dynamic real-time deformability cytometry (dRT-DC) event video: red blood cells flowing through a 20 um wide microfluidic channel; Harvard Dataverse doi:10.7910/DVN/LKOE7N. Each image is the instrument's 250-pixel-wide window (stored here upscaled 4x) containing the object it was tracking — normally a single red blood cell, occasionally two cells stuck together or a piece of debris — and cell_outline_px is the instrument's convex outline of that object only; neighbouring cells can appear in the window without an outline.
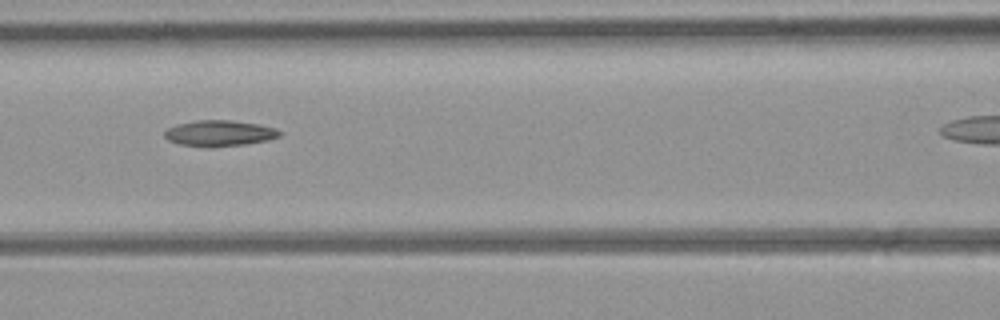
{"species": "common noctule bat (a hibernating species)", "species_latin": "Nyctalus noctula", "temperature_condition": "room temperature", "stored_images_in_passage": 5, "camera_frame_rate_fps": 3000, "um_per_image_px": 0.085, "animal": {"sex": "female", "body_mass_g": 21.9}, "frame": {"image": 1, "passage_image": 3, "time_ms": 3.333, "image_size_px": [1000, 320], "cell_outline_px": [[280, 136], [268, 140], [244, 144], [212, 148], [208, 148], [180, 144], [168, 140], [164, 136], [164, 132], [168, 128], [176, 124], [196, 120], [228, 120], [260, 124], [276, 128], [280, 132]], "centroid_in_image_um": [18.63, 11.33], "position_along_channel_um": 148.0, "area_um2": 17.51}}
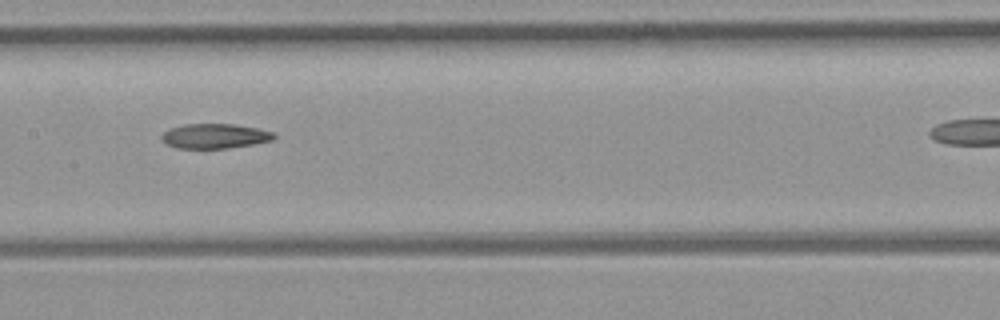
{"frame": {"image": 2, "passage_image": 4, "time_ms": 4.333, "image_size_px": [1000, 320], "cell_outline_px": [[276, 136], [272, 140], [252, 144], [228, 148], [176, 148], [160, 140], [160, 136], [168, 128], [184, 124], [236, 124], [256, 128], [272, 132]], "centroid_in_image_um": [18.2, 11.56], "position_along_channel_um": 189.2, "area_um2": 16.18}}